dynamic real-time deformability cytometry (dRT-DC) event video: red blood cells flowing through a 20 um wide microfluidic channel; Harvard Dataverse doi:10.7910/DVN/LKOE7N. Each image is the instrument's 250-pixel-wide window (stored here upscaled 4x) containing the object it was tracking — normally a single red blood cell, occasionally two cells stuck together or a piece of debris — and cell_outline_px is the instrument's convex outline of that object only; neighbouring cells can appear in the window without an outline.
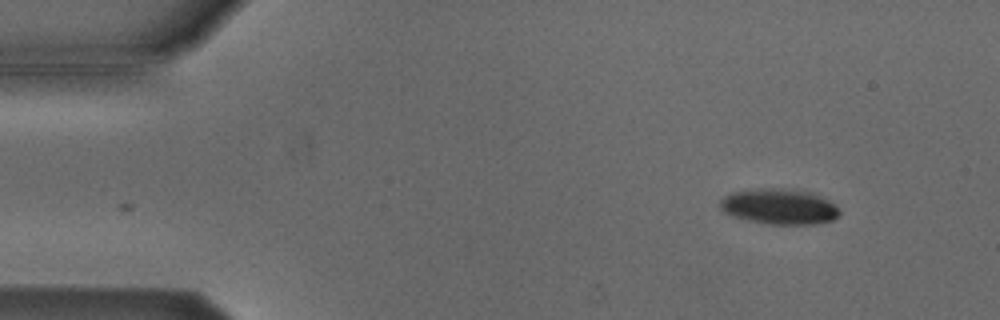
{"species": "Egyptian fruit bat (a non-hibernating species)", "species_latin": "Rousettus aegyptiacus", "temperature_condition": "cold", "stored_images_in_passage": 37, "camera_frame_rate_fps": 3000, "um_per_image_px": 0.085, "animal": {"sex": "male"}, "frame": {"image": 1, "passage_image": 1, "time_ms": 0.0, "image_size_px": [1000, 320], "cell_outline_px": [[840, 216], [832, 220], [812, 224], [772, 224], [748, 220], [732, 216], [724, 212], [720, 208], [720, 200], [724, 196], [732, 192], [748, 188], [780, 188], [808, 192], [828, 200], [840, 208]], "centroid_in_image_um": [66.21, 17.55], "position_along_channel_um": 18.8, "area_um2": 24.74}}
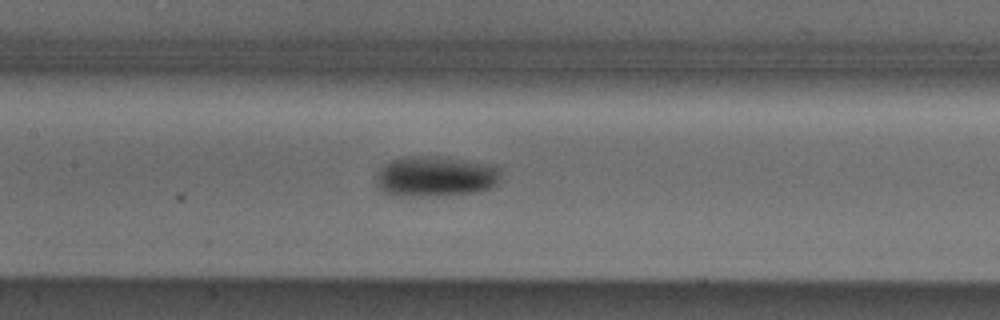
{"frame": {"image": 2, "passage_image": 20, "time_ms": 6.333, "image_size_px": [1000, 320], "cell_outline_px": [[500, 180], [492, 188], [476, 192], [444, 196], [392, 196], [384, 192], [376, 184], [376, 172], [384, 164], [392, 160], [408, 156], [432, 156], [464, 160], [492, 164], [500, 172]], "centroid_in_image_um": [36.99, 15.01], "position_along_channel_um": 170.4, "area_um2": 29.77}}
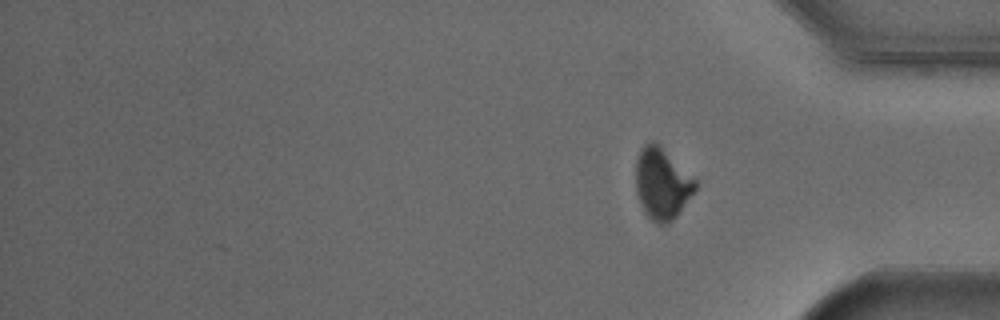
{"frame": {"image": 3, "passage_image": 37, "time_ms": 12.0, "image_size_px": [1000, 320], "cell_outline_px": [[696, 188], [676, 216], [668, 224], [656, 224], [644, 212], [640, 204], [636, 192], [636, 160], [640, 148], [644, 144], [652, 140], [660, 144], [696, 180]], "centroid_in_image_um": [56.24, 15.59], "position_along_channel_um": 379.0, "area_um2": 24.74}, "authors_computed_cell_mechanics": {"area_um2": 27.3972, "velocity_mm_per_s": 3.8296, "shape_relaxation_time_tau1_ms": 6.8621, "shape_relaxation_time_tau2_ms": null, "deformation_change_tau1": 0.1463, "deformation_change_tau2": null}}